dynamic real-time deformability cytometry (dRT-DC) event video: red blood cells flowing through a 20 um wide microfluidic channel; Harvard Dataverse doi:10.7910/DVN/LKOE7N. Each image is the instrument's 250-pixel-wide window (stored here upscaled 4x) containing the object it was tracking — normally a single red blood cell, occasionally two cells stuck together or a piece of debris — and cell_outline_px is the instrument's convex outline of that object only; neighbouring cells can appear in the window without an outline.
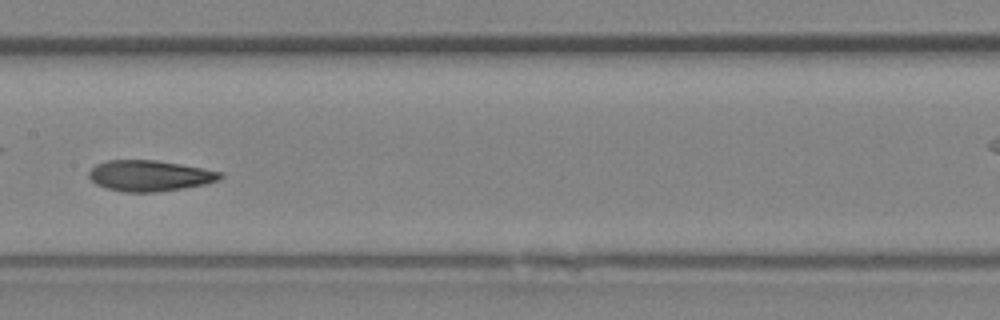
{"species": "Egyptian fruit bat (a non-hibernating species)", "species_latin": "Rousettus aegyptiacus", "temperature_condition": "room temperature", "stored_images_in_passage": 35, "camera_frame_rate_fps": 3000, "um_per_image_px": 0.085, "animal": {"sex": "female"}, "frame": {"image": 1, "passage_image": 16, "time_ms": 5.0, "image_size_px": [1000, 320], "cell_outline_px": [[224, 176], [220, 180], [204, 184], [156, 192], [124, 192], [108, 188], [96, 184], [88, 176], [88, 172], [96, 164], [108, 160], [156, 160], [204, 168], [224, 172]], "centroid_in_image_um": [12.74, 14.93], "position_along_channel_um": 194.7, "area_um2": 23.58}}
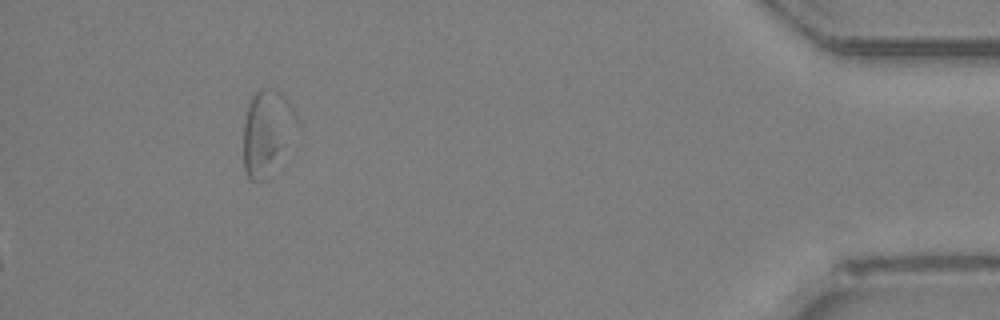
{"frame": {"image": 2, "passage_image": 35, "time_ms": 11.333, "image_size_px": [1000, 320], "cell_outline_px": [[296, 120], [256, 180], [252, 180], [248, 176], [244, 168], [244, 124], [248, 104], [252, 96], [260, 88], [268, 88], [280, 92], [284, 96], [292, 108], [296, 116]], "centroid_in_image_um": [22.54, 10.94], "position_along_channel_um": 412.7, "area_um2": 22.43}}